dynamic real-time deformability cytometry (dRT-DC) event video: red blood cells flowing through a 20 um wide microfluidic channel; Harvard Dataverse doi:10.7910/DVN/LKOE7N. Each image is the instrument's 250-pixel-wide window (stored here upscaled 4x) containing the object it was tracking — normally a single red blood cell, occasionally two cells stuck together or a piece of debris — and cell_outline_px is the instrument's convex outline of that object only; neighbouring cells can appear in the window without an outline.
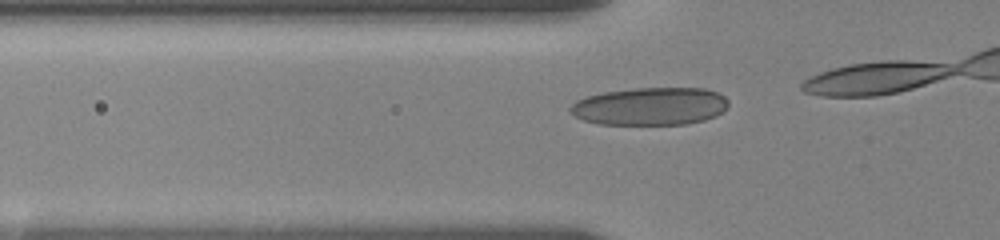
{"species": "human", "species_latin": "Homo sapiens", "temperature_condition": "room temperature", "stored_images_in_passage": 41, "camera_frame_rate_fps": 3000, "um_per_image_px": 0.085, "donor": {"sex": "female"}, "frame": {"image": 1, "passage_image": 6, "time_ms": 1.333, "image_size_px": [1000, 240], "cell_outline_px": [[728, 108], [716, 116], [704, 120], [684, 124], [600, 124], [584, 120], [576, 116], [568, 108], [576, 100], [588, 96], [604, 92], [632, 88], [704, 88], [716, 92], [724, 96], [728, 100]], "centroid_in_image_um": [55.29, 9.03], "position_along_channel_um": 70.5, "area_um2": 34.8}}
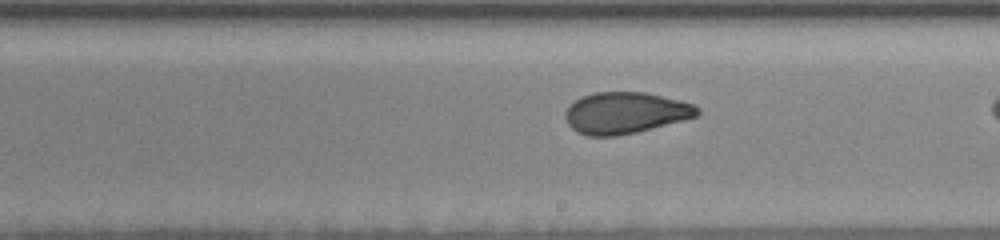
{"frame": {"image": 2, "passage_image": 26, "time_ms": 6.0, "image_size_px": [1000, 240], "cell_outline_px": [[700, 112], [696, 116], [636, 132], [616, 136], [588, 136], [576, 132], [568, 124], [564, 116], [568, 108], [576, 100], [584, 96], [596, 92], [644, 92], [680, 100], [692, 104], [700, 108]], "centroid_in_image_um": [53.14, 9.6], "position_along_channel_um": 235.9, "area_um2": 31.5}}
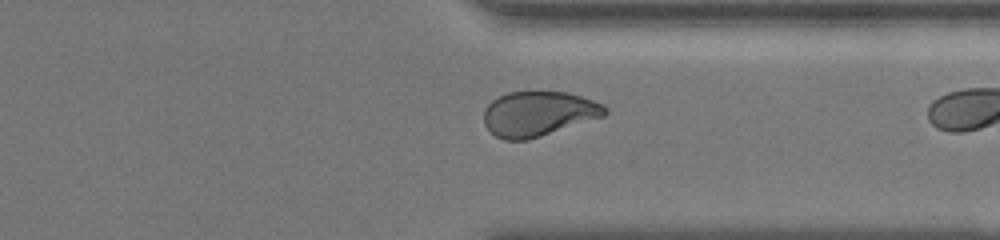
{"frame": {"image": 3, "passage_image": 40, "time_ms": 9.667, "image_size_px": [1000, 240], "cell_outline_px": [[608, 112], [604, 116], [528, 140], [504, 140], [496, 136], [484, 124], [484, 108], [492, 100], [508, 92], [564, 92], [580, 96], [604, 104], [608, 108]], "centroid_in_image_um": [45.76, 9.67], "position_along_channel_um": 365.6, "area_um2": 31.5}}